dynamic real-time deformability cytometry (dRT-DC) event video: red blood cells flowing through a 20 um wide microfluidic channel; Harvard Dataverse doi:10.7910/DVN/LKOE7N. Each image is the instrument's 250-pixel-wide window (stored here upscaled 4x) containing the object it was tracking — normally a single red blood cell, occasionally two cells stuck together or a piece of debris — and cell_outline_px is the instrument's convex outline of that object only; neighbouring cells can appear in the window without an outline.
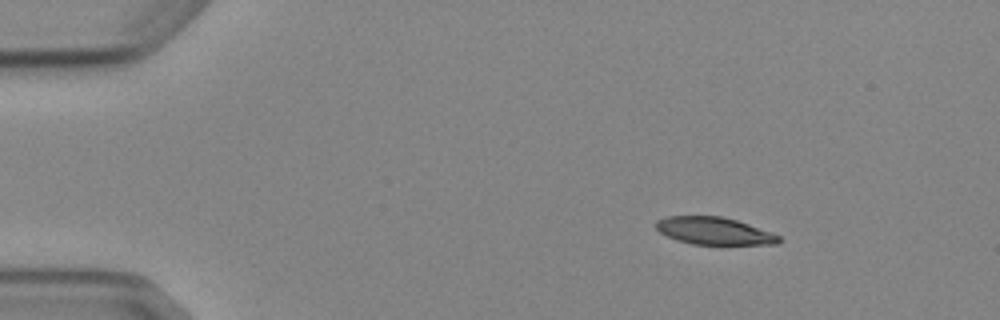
{"species": "Egyptian fruit bat (a non-hibernating species)", "species_latin": "Rousettus aegyptiacus", "temperature_condition": "cold", "stored_images_in_passage": 4, "camera_frame_rate_fps": 3000, "um_per_image_px": 0.085, "animal": {"sex": "female"}, "frame": {"image": 1, "passage_image": 1, "time_ms": 0.0, "image_size_px": [1000, 320], "cell_outline_px": [[780, 240], [776, 244], [692, 244], [676, 240], [660, 232], [656, 228], [656, 220], [668, 216], [720, 216], [736, 220], [748, 224], [780, 236]], "centroid_in_image_um": [60.65, 19.62], "position_along_channel_um": 24.3, "area_um2": 19.31}}
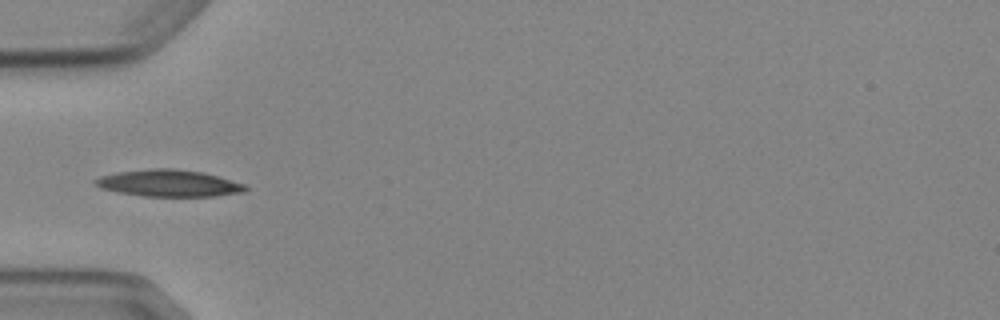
{"frame": {"image": 2, "passage_image": 4, "time_ms": 3.333, "image_size_px": [1000, 320], "cell_outline_px": [[248, 188], [244, 192], [216, 196], [144, 196], [120, 192], [100, 188], [92, 184], [92, 180], [100, 176], [116, 172], [152, 168], [176, 168], [204, 172], [220, 176], [244, 184]], "centroid_in_image_um": [14.34, 15.56], "position_along_channel_um": 70.7, "area_um2": 23.7}}